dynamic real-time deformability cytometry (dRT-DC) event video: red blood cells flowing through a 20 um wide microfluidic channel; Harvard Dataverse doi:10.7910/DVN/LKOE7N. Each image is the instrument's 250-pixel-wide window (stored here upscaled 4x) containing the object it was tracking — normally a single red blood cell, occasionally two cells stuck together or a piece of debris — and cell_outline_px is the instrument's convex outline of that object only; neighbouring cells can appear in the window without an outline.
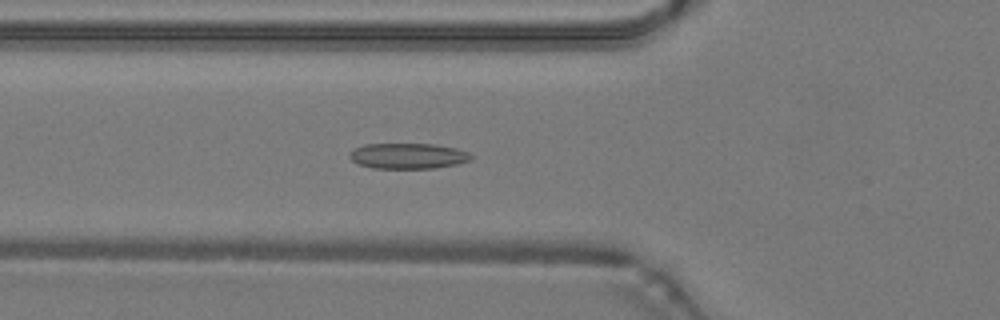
{"species": "common noctule bat (a hibernating species)", "species_latin": "Nyctalus noctula", "temperature_condition": "warm", "stored_images_in_passage": 50, "camera_frame_rate_fps": 3000, "um_per_image_px": 0.085, "animal": {"sex": "male", "body_mass_g": 19.2, "forearm_length_mm": 51.8}, "frame": {"image": 1, "passage_image": 18, "time_ms": 5.667, "image_size_px": [1000, 320], "cell_outline_px": [[472, 160], [456, 164], [432, 168], [372, 168], [360, 164], [352, 160], [348, 156], [356, 148], [364, 144], [432, 144], [456, 148], [468, 152], [472, 156]], "centroid_in_image_um": [34.7, 13.25], "position_along_channel_um": 91.1, "area_um2": 17.92}}
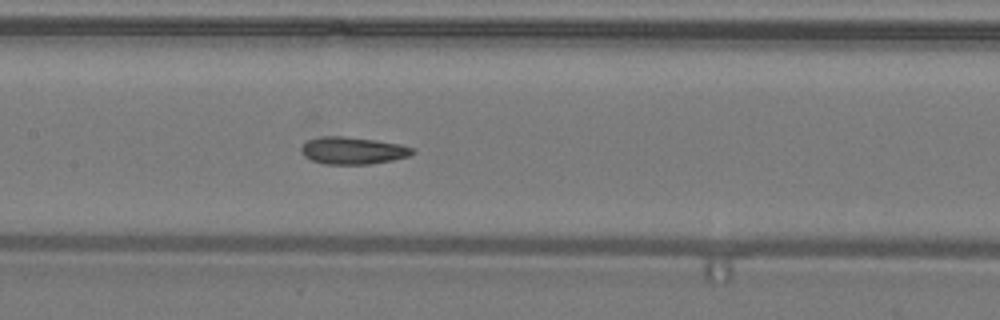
{"frame": {"image": 2, "passage_image": 24, "time_ms": 7.667, "image_size_px": [1000, 320], "cell_outline_px": [[416, 152], [408, 156], [392, 160], [368, 164], [324, 164], [312, 160], [304, 156], [300, 148], [308, 140], [324, 136], [344, 136], [376, 140], [400, 144], [416, 148]], "centroid_in_image_um": [30.02, 12.79], "position_along_channel_um": 177.4, "area_um2": 17.63}}
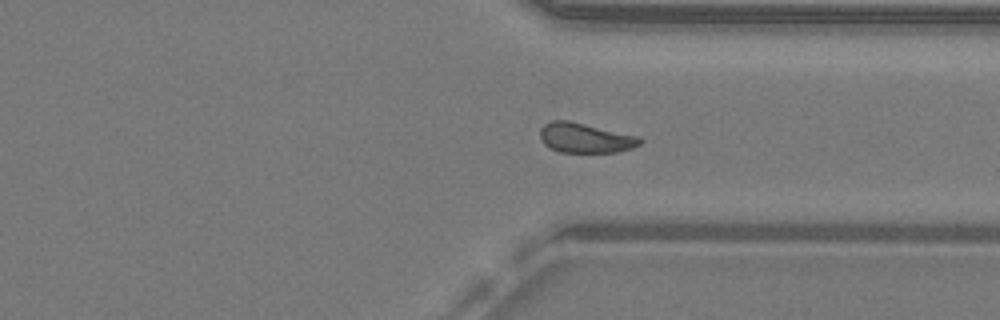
{"frame": {"image": 3, "passage_image": 37, "time_ms": 12.0, "image_size_px": [1000, 320], "cell_outline_px": [[644, 140], [640, 144], [632, 148], [616, 152], [560, 152], [544, 144], [540, 136], [540, 128], [544, 124], [552, 120], [568, 120], [640, 136]], "centroid_in_image_um": [49.77, 11.71], "position_along_channel_um": 361.6, "area_um2": 17.4}, "authors_computed_cell_mechanics": {"area_um2": 17.7446, "velocity_mm_per_s": 4.2684, "shape_relaxation_time_tau1_ms": null, "shape_relaxation_time_tau2_ms": 1.8405, "deformation_change_tau1": null, "deformation_change_tau2": 0.0734}}